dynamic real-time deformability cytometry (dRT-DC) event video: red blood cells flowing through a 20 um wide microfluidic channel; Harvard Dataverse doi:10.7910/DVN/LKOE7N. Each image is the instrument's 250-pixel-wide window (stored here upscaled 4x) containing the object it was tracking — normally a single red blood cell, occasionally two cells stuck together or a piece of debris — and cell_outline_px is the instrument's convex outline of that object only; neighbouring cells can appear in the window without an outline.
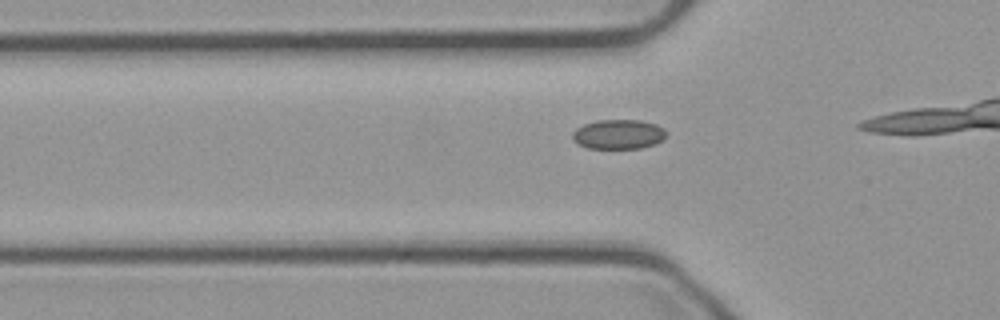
{"species": "common noctule bat (a hibernating species)", "species_latin": "Nyctalus noctula", "temperature_condition": "cold", "stored_images_in_passage": 9, "camera_frame_rate_fps": 3000, "um_per_image_px": 0.085, "animal": {"sex": "male", "body_mass_g": 23.1, "forearm_length_mm": 52.7}, "frame": {"image": 1, "passage_image": 6, "time_ms": 1.667, "image_size_px": [1000, 320], "cell_outline_px": [[668, 132], [656, 144], [640, 148], [588, 148], [572, 140], [572, 132], [576, 128], [584, 124], [596, 120], [640, 120], [656, 124], [664, 128]], "centroid_in_image_um": [52.56, 11.4], "position_along_channel_um": 73.2, "area_um2": 16.18}}